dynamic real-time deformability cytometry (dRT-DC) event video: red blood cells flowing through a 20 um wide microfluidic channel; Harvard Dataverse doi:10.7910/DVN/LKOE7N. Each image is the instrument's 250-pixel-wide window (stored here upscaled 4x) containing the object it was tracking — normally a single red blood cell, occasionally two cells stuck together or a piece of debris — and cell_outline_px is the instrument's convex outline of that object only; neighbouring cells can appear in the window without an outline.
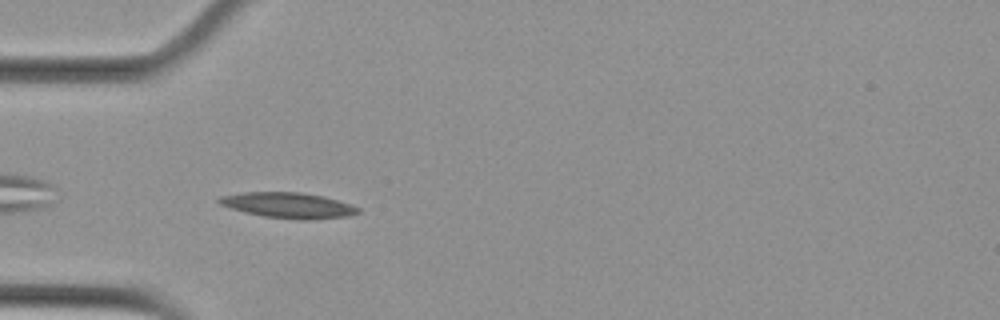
{"species": "Egyptian fruit bat (a non-hibernating species)", "species_latin": "Rousettus aegyptiacus", "temperature_condition": "cold", "stored_images_in_passage": 5, "camera_frame_rate_fps": 3000, "um_per_image_px": 0.085, "animal": {"sex": "female"}, "frame": {"image": 1, "passage_image": 4, "time_ms": 1.0, "image_size_px": [1000, 320], "cell_outline_px": [[360, 212], [348, 216], [308, 220], [300, 220], [264, 216], [244, 212], [220, 204], [216, 200], [220, 196], [244, 192], [300, 192], [324, 196], [352, 204], [360, 208]], "centroid_in_image_um": [24.54, 17.45], "position_along_channel_um": 60.5, "area_um2": 20.75}}
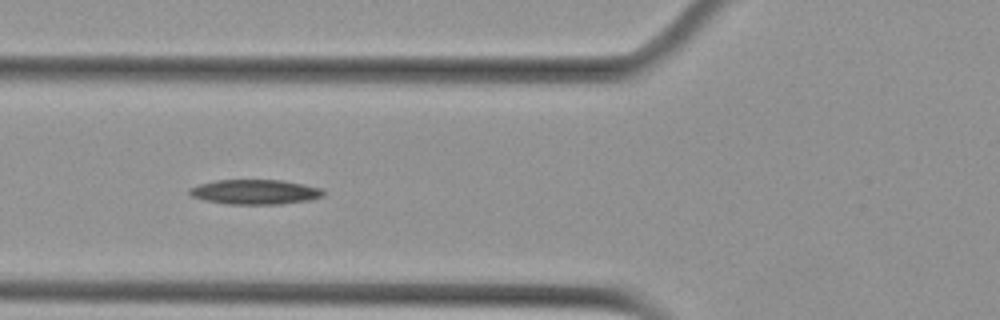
{"frame": {"image": 2, "passage_image": 5, "time_ms": 1.333, "image_size_px": [1000, 320], "cell_outline_px": [[324, 196], [308, 200], [280, 204], [228, 204], [204, 200], [192, 196], [188, 192], [188, 188], [200, 184], [216, 180], [280, 180], [304, 184], [320, 188], [324, 192]], "centroid_in_image_um": [21.66, 16.31], "position_along_channel_um": 104.1, "area_um2": 19.25}}